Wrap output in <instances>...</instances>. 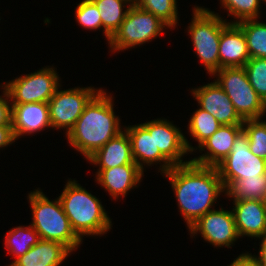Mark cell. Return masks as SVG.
<instances>
[{"label":"cell","instance_id":"836d02e7","mask_svg":"<svg viewBox=\"0 0 266 266\" xmlns=\"http://www.w3.org/2000/svg\"><path fill=\"white\" fill-rule=\"evenodd\" d=\"M228 266H259L251 254H241Z\"/></svg>","mask_w":266,"mask_h":266},{"label":"cell","instance_id":"603a6c76","mask_svg":"<svg viewBox=\"0 0 266 266\" xmlns=\"http://www.w3.org/2000/svg\"><path fill=\"white\" fill-rule=\"evenodd\" d=\"M225 192L234 200L266 201V173L257 177L235 180L225 189Z\"/></svg>","mask_w":266,"mask_h":266},{"label":"cell","instance_id":"4316f807","mask_svg":"<svg viewBox=\"0 0 266 266\" xmlns=\"http://www.w3.org/2000/svg\"><path fill=\"white\" fill-rule=\"evenodd\" d=\"M189 132L199 146L218 130L221 124L209 112L199 108L189 121Z\"/></svg>","mask_w":266,"mask_h":266},{"label":"cell","instance_id":"484cf974","mask_svg":"<svg viewBox=\"0 0 266 266\" xmlns=\"http://www.w3.org/2000/svg\"><path fill=\"white\" fill-rule=\"evenodd\" d=\"M132 4L154 14L167 27L174 28L177 24V2L176 0H132Z\"/></svg>","mask_w":266,"mask_h":266},{"label":"cell","instance_id":"5b68a950","mask_svg":"<svg viewBox=\"0 0 266 266\" xmlns=\"http://www.w3.org/2000/svg\"><path fill=\"white\" fill-rule=\"evenodd\" d=\"M229 24L216 13L206 8L195 7L188 33L208 73L219 70V42L221 31Z\"/></svg>","mask_w":266,"mask_h":266},{"label":"cell","instance_id":"cb8c5ba5","mask_svg":"<svg viewBox=\"0 0 266 266\" xmlns=\"http://www.w3.org/2000/svg\"><path fill=\"white\" fill-rule=\"evenodd\" d=\"M246 37L250 58H266V23H259L257 19L236 23Z\"/></svg>","mask_w":266,"mask_h":266},{"label":"cell","instance_id":"9a60e30c","mask_svg":"<svg viewBox=\"0 0 266 266\" xmlns=\"http://www.w3.org/2000/svg\"><path fill=\"white\" fill-rule=\"evenodd\" d=\"M242 131V124L221 125L216 132L198 146L200 150L206 148L209 152L207 151V154L190 161L201 166L216 167L231 152L235 139Z\"/></svg>","mask_w":266,"mask_h":266},{"label":"cell","instance_id":"9c48e42d","mask_svg":"<svg viewBox=\"0 0 266 266\" xmlns=\"http://www.w3.org/2000/svg\"><path fill=\"white\" fill-rule=\"evenodd\" d=\"M225 189L235 180L257 177L266 173V160L249 149L248 136L242 131L231 152L216 166Z\"/></svg>","mask_w":266,"mask_h":266},{"label":"cell","instance_id":"e575fe53","mask_svg":"<svg viewBox=\"0 0 266 266\" xmlns=\"http://www.w3.org/2000/svg\"><path fill=\"white\" fill-rule=\"evenodd\" d=\"M258 238L259 239L262 238L259 257L252 256V258L258 263L259 266H266V233H264L262 236Z\"/></svg>","mask_w":266,"mask_h":266},{"label":"cell","instance_id":"30bf717a","mask_svg":"<svg viewBox=\"0 0 266 266\" xmlns=\"http://www.w3.org/2000/svg\"><path fill=\"white\" fill-rule=\"evenodd\" d=\"M93 87L58 89L48 101L52 128H66V134L73 128L85 106L100 91Z\"/></svg>","mask_w":266,"mask_h":266},{"label":"cell","instance_id":"4fadbf2b","mask_svg":"<svg viewBox=\"0 0 266 266\" xmlns=\"http://www.w3.org/2000/svg\"><path fill=\"white\" fill-rule=\"evenodd\" d=\"M192 92L200 108L213 115L221 125L243 124L244 120L216 81L195 88Z\"/></svg>","mask_w":266,"mask_h":266},{"label":"cell","instance_id":"ba28073f","mask_svg":"<svg viewBox=\"0 0 266 266\" xmlns=\"http://www.w3.org/2000/svg\"><path fill=\"white\" fill-rule=\"evenodd\" d=\"M59 77L53 68H43L37 72L26 74L2 85L11 104L41 102L48 103L57 89Z\"/></svg>","mask_w":266,"mask_h":266},{"label":"cell","instance_id":"e0dca14e","mask_svg":"<svg viewBox=\"0 0 266 266\" xmlns=\"http://www.w3.org/2000/svg\"><path fill=\"white\" fill-rule=\"evenodd\" d=\"M232 212L239 236L260 237L266 233V202L233 200Z\"/></svg>","mask_w":266,"mask_h":266},{"label":"cell","instance_id":"1f68e13d","mask_svg":"<svg viewBox=\"0 0 266 266\" xmlns=\"http://www.w3.org/2000/svg\"><path fill=\"white\" fill-rule=\"evenodd\" d=\"M3 98L0 96V125H12L11 124V114H12V104H9V96L3 88ZM6 97V98H4Z\"/></svg>","mask_w":266,"mask_h":266},{"label":"cell","instance_id":"2e32d148","mask_svg":"<svg viewBox=\"0 0 266 266\" xmlns=\"http://www.w3.org/2000/svg\"><path fill=\"white\" fill-rule=\"evenodd\" d=\"M11 124L16 139L51 127L48 103L12 104Z\"/></svg>","mask_w":266,"mask_h":266},{"label":"cell","instance_id":"d6986e66","mask_svg":"<svg viewBox=\"0 0 266 266\" xmlns=\"http://www.w3.org/2000/svg\"><path fill=\"white\" fill-rule=\"evenodd\" d=\"M96 175L98 184L116 199L121 195L125 197L131 188L140 183L143 170L137 164H125L99 170Z\"/></svg>","mask_w":266,"mask_h":266},{"label":"cell","instance_id":"44dd1931","mask_svg":"<svg viewBox=\"0 0 266 266\" xmlns=\"http://www.w3.org/2000/svg\"><path fill=\"white\" fill-rule=\"evenodd\" d=\"M71 251L63 244L40 239L10 266H59Z\"/></svg>","mask_w":266,"mask_h":266},{"label":"cell","instance_id":"3957f363","mask_svg":"<svg viewBox=\"0 0 266 266\" xmlns=\"http://www.w3.org/2000/svg\"><path fill=\"white\" fill-rule=\"evenodd\" d=\"M58 198L73 231L81 240L84 235L105 234L111 228V220L99 199L75 180H68Z\"/></svg>","mask_w":266,"mask_h":266},{"label":"cell","instance_id":"4dcf8cb0","mask_svg":"<svg viewBox=\"0 0 266 266\" xmlns=\"http://www.w3.org/2000/svg\"><path fill=\"white\" fill-rule=\"evenodd\" d=\"M76 20L83 28L98 29L102 27V20L96 5L91 0L81 1L76 9Z\"/></svg>","mask_w":266,"mask_h":266},{"label":"cell","instance_id":"f546056e","mask_svg":"<svg viewBox=\"0 0 266 266\" xmlns=\"http://www.w3.org/2000/svg\"><path fill=\"white\" fill-rule=\"evenodd\" d=\"M222 6L239 21H232V24L245 20L257 19L260 10L259 0H220Z\"/></svg>","mask_w":266,"mask_h":266},{"label":"cell","instance_id":"7c38bea8","mask_svg":"<svg viewBox=\"0 0 266 266\" xmlns=\"http://www.w3.org/2000/svg\"><path fill=\"white\" fill-rule=\"evenodd\" d=\"M125 130L131 141L133 160L142 170L144 163L150 166L154 162H163L160 168L162 173H166L174 166L161 152H155L154 120L128 126Z\"/></svg>","mask_w":266,"mask_h":266},{"label":"cell","instance_id":"7a4b0ae2","mask_svg":"<svg viewBox=\"0 0 266 266\" xmlns=\"http://www.w3.org/2000/svg\"><path fill=\"white\" fill-rule=\"evenodd\" d=\"M112 101V97L101 89L66 134L70 145L87 159L122 132L119 118L114 115Z\"/></svg>","mask_w":266,"mask_h":266},{"label":"cell","instance_id":"d6a6232c","mask_svg":"<svg viewBox=\"0 0 266 266\" xmlns=\"http://www.w3.org/2000/svg\"><path fill=\"white\" fill-rule=\"evenodd\" d=\"M15 140L12 125H0V148L8 146Z\"/></svg>","mask_w":266,"mask_h":266},{"label":"cell","instance_id":"f1b7e54d","mask_svg":"<svg viewBox=\"0 0 266 266\" xmlns=\"http://www.w3.org/2000/svg\"><path fill=\"white\" fill-rule=\"evenodd\" d=\"M244 68L250 85L266 104V58H250Z\"/></svg>","mask_w":266,"mask_h":266},{"label":"cell","instance_id":"ffe728a7","mask_svg":"<svg viewBox=\"0 0 266 266\" xmlns=\"http://www.w3.org/2000/svg\"><path fill=\"white\" fill-rule=\"evenodd\" d=\"M88 160L94 165H100L99 170L136 164L132 157L131 141L126 130L109 140L98 149Z\"/></svg>","mask_w":266,"mask_h":266},{"label":"cell","instance_id":"277c9868","mask_svg":"<svg viewBox=\"0 0 266 266\" xmlns=\"http://www.w3.org/2000/svg\"><path fill=\"white\" fill-rule=\"evenodd\" d=\"M28 198L33 212L31 226L40 239L59 242L71 252L77 249L82 240L73 231L59 198L50 201L40 190L31 192Z\"/></svg>","mask_w":266,"mask_h":266},{"label":"cell","instance_id":"8992f818","mask_svg":"<svg viewBox=\"0 0 266 266\" xmlns=\"http://www.w3.org/2000/svg\"><path fill=\"white\" fill-rule=\"evenodd\" d=\"M215 74L218 75L215 81L230 98L243 120L261 119L266 112V104L250 85L244 67H223L213 75Z\"/></svg>","mask_w":266,"mask_h":266},{"label":"cell","instance_id":"6da1fadb","mask_svg":"<svg viewBox=\"0 0 266 266\" xmlns=\"http://www.w3.org/2000/svg\"><path fill=\"white\" fill-rule=\"evenodd\" d=\"M164 174L170 180L188 228L213 210V203L219 194L225 191L216 167L189 162L173 166Z\"/></svg>","mask_w":266,"mask_h":266},{"label":"cell","instance_id":"5bb4252c","mask_svg":"<svg viewBox=\"0 0 266 266\" xmlns=\"http://www.w3.org/2000/svg\"><path fill=\"white\" fill-rule=\"evenodd\" d=\"M154 142L155 152H161L174 166L191 162H182L181 157L195 148L188 143L181 130L167 119L154 120Z\"/></svg>","mask_w":266,"mask_h":266},{"label":"cell","instance_id":"ac0fdd59","mask_svg":"<svg viewBox=\"0 0 266 266\" xmlns=\"http://www.w3.org/2000/svg\"><path fill=\"white\" fill-rule=\"evenodd\" d=\"M250 59L243 30L231 22L221 31L219 42V69L244 67Z\"/></svg>","mask_w":266,"mask_h":266},{"label":"cell","instance_id":"83f0119b","mask_svg":"<svg viewBox=\"0 0 266 266\" xmlns=\"http://www.w3.org/2000/svg\"><path fill=\"white\" fill-rule=\"evenodd\" d=\"M242 127L248 136L250 151L266 160V122H260V119H247L244 120Z\"/></svg>","mask_w":266,"mask_h":266},{"label":"cell","instance_id":"8fae6325","mask_svg":"<svg viewBox=\"0 0 266 266\" xmlns=\"http://www.w3.org/2000/svg\"><path fill=\"white\" fill-rule=\"evenodd\" d=\"M191 234L201 233L205 241L214 247H231L239 238L232 211L210 210L189 227Z\"/></svg>","mask_w":266,"mask_h":266},{"label":"cell","instance_id":"7402d4cb","mask_svg":"<svg viewBox=\"0 0 266 266\" xmlns=\"http://www.w3.org/2000/svg\"><path fill=\"white\" fill-rule=\"evenodd\" d=\"M97 7L102 20V28L104 34L110 40V37L119 28L124 21L132 0H91ZM129 2V6L126 10L122 11L125 4ZM124 3V4H123ZM123 7V8H122Z\"/></svg>","mask_w":266,"mask_h":266},{"label":"cell","instance_id":"d4e9b609","mask_svg":"<svg viewBox=\"0 0 266 266\" xmlns=\"http://www.w3.org/2000/svg\"><path fill=\"white\" fill-rule=\"evenodd\" d=\"M5 240V248L17 259L24 255L32 246L36 245L40 237L31 225L28 227L18 226L9 230Z\"/></svg>","mask_w":266,"mask_h":266},{"label":"cell","instance_id":"52a82bcc","mask_svg":"<svg viewBox=\"0 0 266 266\" xmlns=\"http://www.w3.org/2000/svg\"><path fill=\"white\" fill-rule=\"evenodd\" d=\"M165 26L154 14L132 4L108 43L113 51L135 47L159 36Z\"/></svg>","mask_w":266,"mask_h":266}]
</instances>
